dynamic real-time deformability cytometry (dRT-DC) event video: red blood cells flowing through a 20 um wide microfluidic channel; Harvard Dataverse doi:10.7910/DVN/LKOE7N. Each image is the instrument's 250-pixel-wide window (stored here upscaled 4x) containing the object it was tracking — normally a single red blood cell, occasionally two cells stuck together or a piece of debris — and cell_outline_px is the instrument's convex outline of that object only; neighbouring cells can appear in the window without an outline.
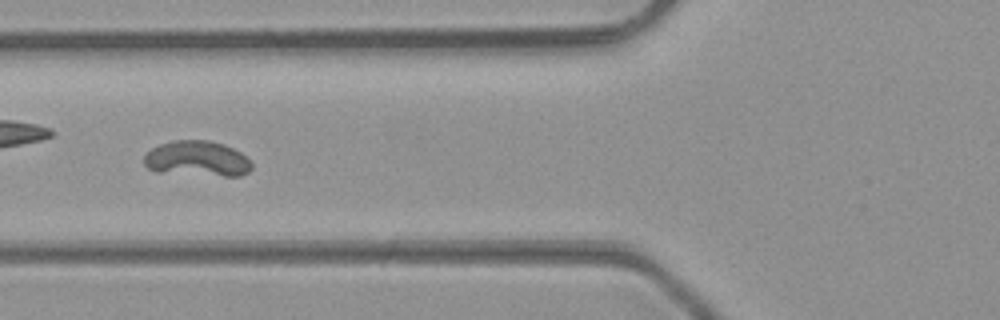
{"species": "common noctule bat (a hibernating species)", "species_latin": "Nyctalus noctula", "temperature_condition": "room temperature", "stored_images_in_passage": 39, "camera_frame_rate_fps": 3000, "um_per_image_px": 0.085, "animal": {"sex": "male", "body_mass_g": 23.1, "forearm_length_mm": 52.7}, "frame": {"image": 1, "passage_image": 12, "time_ms": 3.667, "image_size_px": [1000, 320], "cell_outline_px": [[252, 168], [248, 172], [240, 176], [224, 176], [156, 172], [148, 168], [144, 164], [144, 156], [152, 148], [160, 144], [176, 140], [208, 140], [224, 144], [240, 152], [252, 160]], "centroid_in_image_um": [16.79, 13.5], "position_along_channel_um": 109.0, "area_um2": 22.37}}